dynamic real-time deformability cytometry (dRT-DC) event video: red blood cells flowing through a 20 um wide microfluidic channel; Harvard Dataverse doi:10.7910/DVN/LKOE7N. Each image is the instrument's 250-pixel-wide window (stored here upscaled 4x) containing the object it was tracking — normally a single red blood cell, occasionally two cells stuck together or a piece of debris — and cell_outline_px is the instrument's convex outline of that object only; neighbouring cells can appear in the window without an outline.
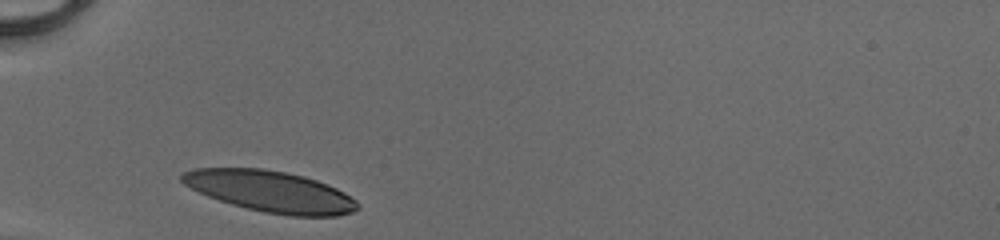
{"species": "human", "species_latin": "Homo sapiens", "temperature_condition": "cold", "stored_images_in_passage": 26, "camera_frame_rate_fps": 3000, "um_per_image_px": 0.085, "donor": {"sex": "male"}, "frame": {"image": 1, "passage_image": 1, "time_ms": 0.0, "image_size_px": [1000, 240], "cell_outline_px": [[360, 208], [352, 212], [336, 216], [288, 216], [264, 212], [232, 204], [208, 196], [184, 184], [180, 180], [180, 176], [184, 172], [196, 168], [264, 168], [304, 176], [316, 180], [336, 188], [344, 192], [356, 200], [360, 204]], "centroid_in_image_um": [23.01, 16.27], "position_along_channel_um": 62.0, "area_um2": 42.02}}
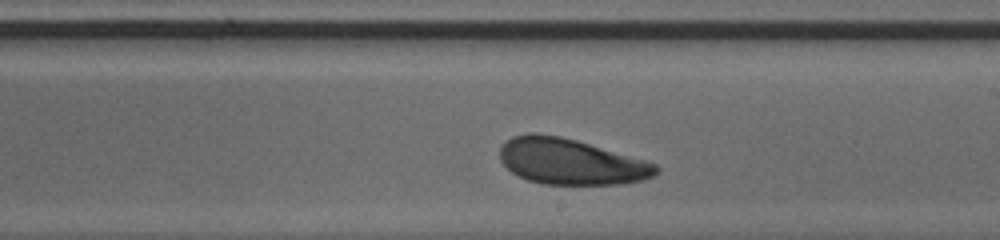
{"frame": {"image": 2, "passage_image": 15, "time_ms": 4.667, "image_size_px": [1000, 240], "cell_outline_px": [[660, 168], [652, 176], [640, 180], [620, 184], [544, 184], [528, 180], [512, 172], [500, 160], [500, 148], [512, 136], [528, 132], [536, 132], [560, 136], [576, 140], [644, 160], [656, 164]], "centroid_in_image_um": [48.47, 13.72], "position_along_channel_um": 240.5, "area_um2": 41.33}}
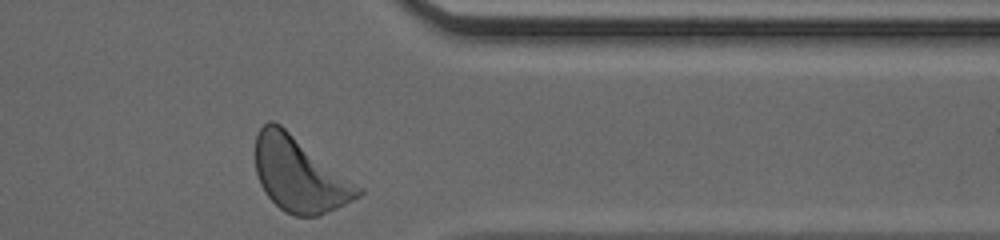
{"frame": {"image": 3, "passage_image": 26, "time_ms": 8.333, "image_size_px": [1000, 240], "cell_outline_px": [[364, 192], [360, 196], [320, 216], [296, 216], [284, 212], [264, 192], [260, 184], [256, 172], [256, 132], [268, 120], [272, 120], [280, 124], [364, 188]], "centroid_in_image_um": [25.47, 14.83], "position_along_channel_um": 385.9, "area_um2": 44.8}, "authors_computed_cell_mechanics": {"area_um2": 42.4252, "velocity_mm_per_s": 4.0906, "shape_relaxation_time_tau1_ms": 1.9394, "shape_relaxation_time_tau2_ms": 3.4024, "deformation_change_tau1": 0.0985, "deformation_change_tau2": 0.1143}}